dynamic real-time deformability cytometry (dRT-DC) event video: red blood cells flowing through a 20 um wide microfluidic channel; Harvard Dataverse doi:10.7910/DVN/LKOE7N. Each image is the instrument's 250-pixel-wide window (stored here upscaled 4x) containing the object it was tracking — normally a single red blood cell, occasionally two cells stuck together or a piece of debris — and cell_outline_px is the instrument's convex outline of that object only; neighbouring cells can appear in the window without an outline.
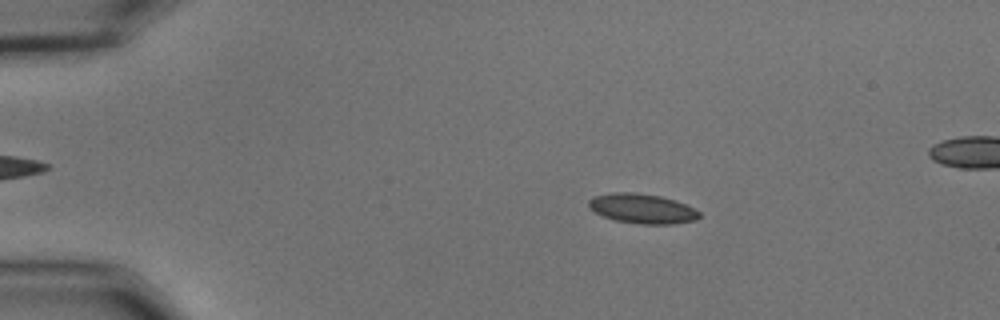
{"species": "common noctule bat (a hibernating species)", "species_latin": "Nyctalus noctula", "temperature_condition": "cold", "stored_images_in_passage": 56, "segment_of_instrument_passage": [1, 2], "camera_frame_rate_fps": 3000, "um_per_image_px": 0.085, "animal": {"sex": "male", "body_mass_g": 15.6}, "frame": {"image": 1, "passage_image": 10, "time_ms": 3.0, "image_size_px": [1000, 320], "cell_outline_px": [[700, 216], [696, 220], [672, 224], [640, 224], [616, 220], [604, 216], [596, 212], [588, 204], [588, 200], [592, 196], [612, 192], [636, 192], [660, 196], [676, 200], [696, 208], [700, 212]], "centroid_in_image_um": [54.62, 17.72], "position_along_channel_um": 30.4, "area_um2": 19.25}}
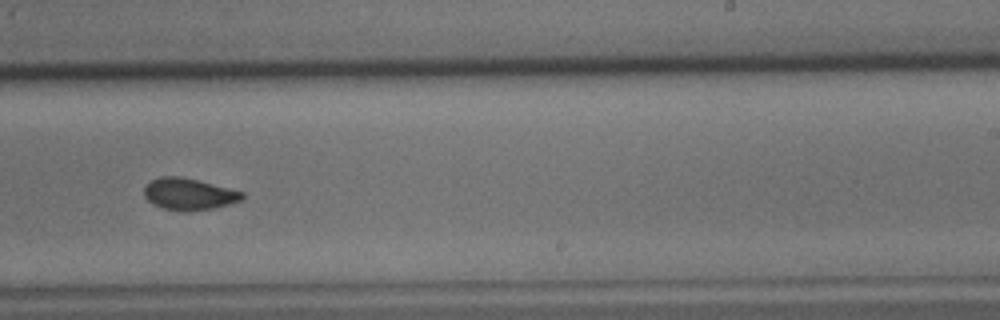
{"frame": {"image": 2, "passage_image": 35, "time_ms": 11.333, "image_size_px": [1000, 320], "cell_outline_px": [[244, 196], [240, 200], [228, 204], [212, 208], [184, 212], [164, 208], [152, 204], [144, 196], [144, 184], [160, 176], [180, 176], [244, 192]], "centroid_in_image_um": [16.0, 16.49], "position_along_channel_um": 273.0, "area_um2": 17.98}}
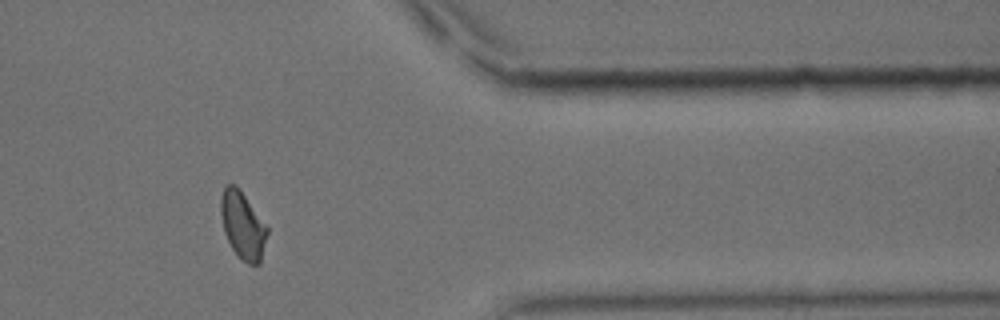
{"frame": {"image": 3, "passage_image": 46, "time_ms": 15.0, "image_size_px": [1000, 320], "cell_outline_px": [[268, 232], [260, 264], [248, 264], [240, 260], [236, 256], [224, 232], [220, 212], [220, 196], [224, 188], [228, 184], [236, 184], [240, 188], [268, 228]], "centroid_in_image_um": [20.62, 19.15], "position_along_channel_um": 390.8, "area_um2": 18.38}}